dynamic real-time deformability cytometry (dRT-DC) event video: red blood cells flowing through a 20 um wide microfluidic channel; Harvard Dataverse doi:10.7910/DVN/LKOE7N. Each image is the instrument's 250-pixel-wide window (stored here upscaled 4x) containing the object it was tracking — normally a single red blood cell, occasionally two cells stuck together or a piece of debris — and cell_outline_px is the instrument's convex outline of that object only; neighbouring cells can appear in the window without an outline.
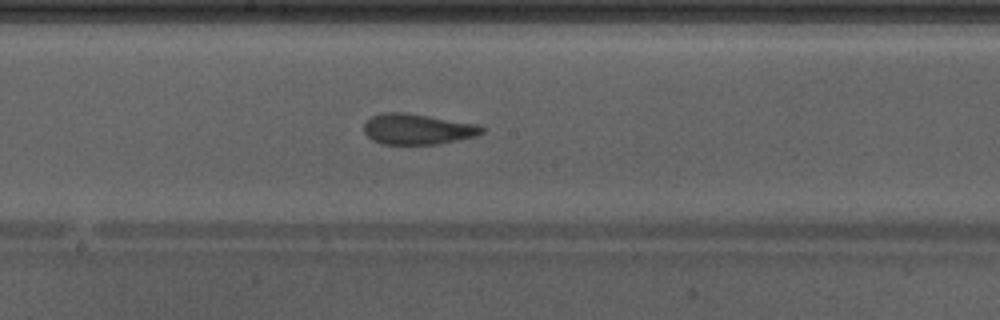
{"species": "Egyptian fruit bat (a non-hibernating species)", "species_latin": "Rousettus aegyptiacus", "temperature_condition": "warm", "stored_images_in_passage": 41, "camera_frame_rate_fps": 3000, "um_per_image_px": 0.085, "animal": {"sex": "male"}, "frame": {"image": 1, "passage_image": 24, "time_ms": 7.667, "image_size_px": [1000, 320], "cell_outline_px": [[484, 132], [476, 136], [440, 144], [384, 144], [372, 140], [364, 132], [364, 124], [372, 116], [380, 112], [404, 112], [480, 124], [484, 128]], "centroid_in_image_um": [35.51, 10.97], "position_along_channel_um": 212.7, "area_um2": 21.21}, "authors_computed_cell_mechanics": {"area_um2": 21.964, "velocity_mm_per_s": 4.2294, "shape_relaxation_time_tau1_ms": 5.2133, "shape_relaxation_time_tau2_ms": 1.2806, "deformation_change_tau1": 0.1113, "deformation_change_tau2": 0.0674}}